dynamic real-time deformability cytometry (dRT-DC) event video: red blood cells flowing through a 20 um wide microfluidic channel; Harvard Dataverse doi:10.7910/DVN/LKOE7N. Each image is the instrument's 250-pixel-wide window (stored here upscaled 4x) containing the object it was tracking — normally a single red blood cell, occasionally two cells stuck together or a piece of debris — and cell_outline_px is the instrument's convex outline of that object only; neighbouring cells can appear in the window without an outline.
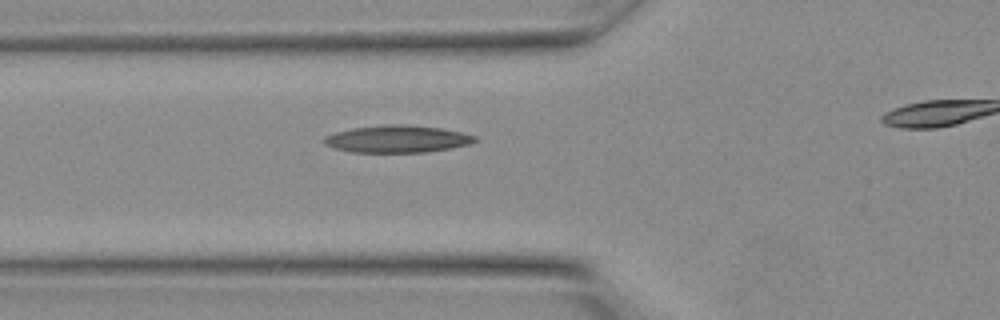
{"species": "Egyptian fruit bat (a non-hibernating species)", "species_latin": "Rousettus aegyptiacus", "temperature_condition": "warm", "stored_images_in_passage": 5, "segment_of_instrument_passage": [1, 2], "camera_frame_rate_fps": 3000, "um_per_image_px": 0.085, "animal": {"sex": "female"}, "frame": {"image": 1, "passage_image": 2, "time_ms": 0.333, "image_size_px": [1000, 320], "cell_outline_px": [[480, 140], [468, 144], [452, 148], [424, 152], [352, 152], [336, 148], [324, 144], [324, 136], [336, 132], [352, 128], [388, 124], [408, 124], [440, 128], [460, 132], [476, 136]], "centroid_in_image_um": [33.79, 11.81], "position_along_channel_um": 92.0, "area_um2": 23.87}}
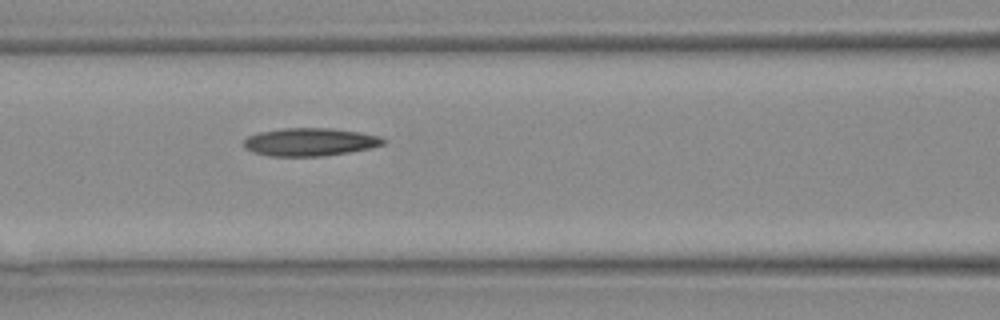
{"frame": {"image": 2, "passage_image": 4, "time_ms": 1.0, "image_size_px": [1000, 320], "cell_outline_px": [[384, 144], [368, 148], [348, 152], [320, 156], [272, 156], [252, 152], [244, 148], [244, 140], [248, 136], [260, 132], [280, 128], [332, 128], [360, 132], [380, 136], [384, 140]], "centroid_in_image_um": [26.31, 12.06], "position_along_channel_um": 140.3, "area_um2": 22.6}}